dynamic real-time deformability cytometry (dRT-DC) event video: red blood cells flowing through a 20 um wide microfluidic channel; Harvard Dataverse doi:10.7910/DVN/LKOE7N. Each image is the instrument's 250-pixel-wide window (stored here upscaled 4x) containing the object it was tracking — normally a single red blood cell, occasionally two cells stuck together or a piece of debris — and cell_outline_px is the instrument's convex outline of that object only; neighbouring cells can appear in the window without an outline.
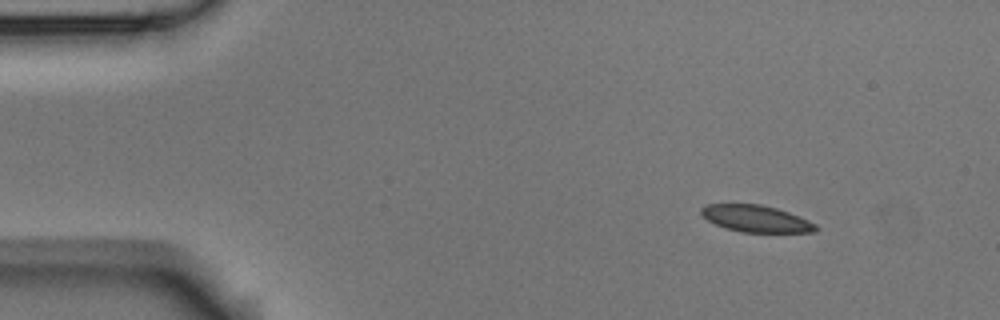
{"species": "Egyptian fruit bat (a non-hibernating species)", "species_latin": "Rousettus aegyptiacus", "temperature_condition": "room temperature", "stored_images_in_passage": 7, "camera_frame_rate_fps": 3000, "um_per_image_px": 0.085, "animal": {"sex": "male"}, "frame": {"image": 1, "passage_image": 1, "time_ms": 0.0, "image_size_px": [1000, 320], "cell_outline_px": [[820, 228], [816, 232], [740, 232], [724, 228], [708, 220], [700, 212], [700, 208], [708, 204], [760, 204], [776, 208], [788, 212], [808, 220], [816, 224]], "centroid_in_image_um": [64.27, 18.59], "position_along_channel_um": 20.7, "area_um2": 17.86}}
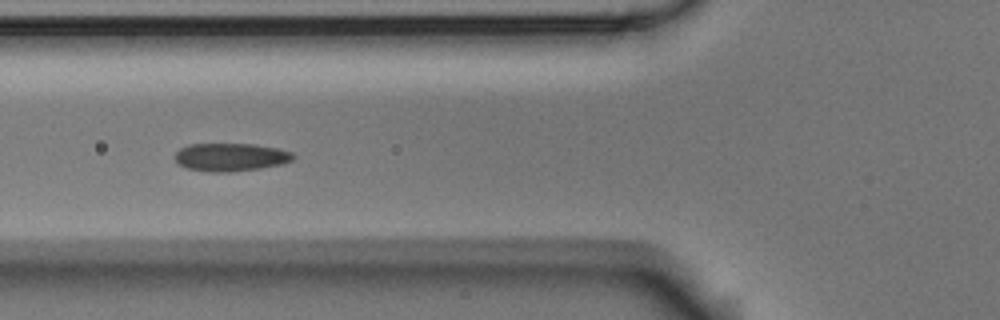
{"frame": {"image": 2, "passage_image": 5, "time_ms": 4.667, "image_size_px": [1000, 320], "cell_outline_px": [[296, 156], [292, 160], [284, 164], [260, 168], [228, 172], [212, 172], [188, 168], [180, 164], [172, 156], [180, 148], [188, 144], [256, 144], [276, 148], [292, 152]], "centroid_in_image_um": [19.62, 13.35], "position_along_channel_um": 106.2, "area_um2": 19.36}}
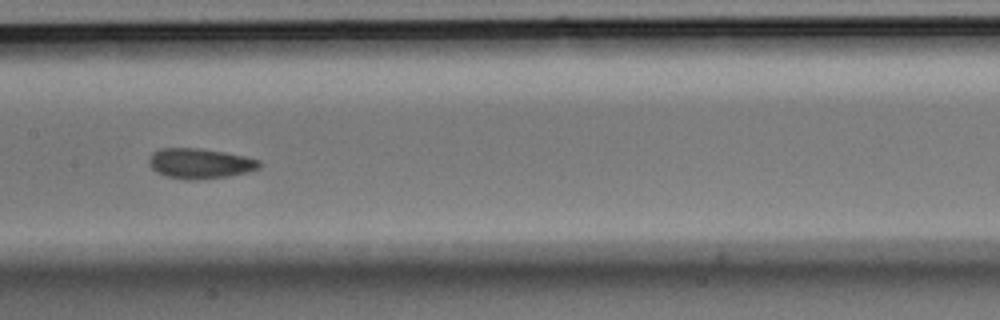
{"frame": {"image": 3, "passage_image": 7, "time_ms": 7.0, "image_size_px": [1000, 320], "cell_outline_px": [[260, 168], [248, 172], [228, 176], [196, 180], [184, 180], [168, 176], [156, 172], [148, 164], [148, 156], [152, 152], [160, 148], [200, 148], [224, 152], [244, 156], [260, 160]], "centroid_in_image_um": [16.96, 13.89], "position_along_channel_um": 190.4, "area_um2": 19.59}}